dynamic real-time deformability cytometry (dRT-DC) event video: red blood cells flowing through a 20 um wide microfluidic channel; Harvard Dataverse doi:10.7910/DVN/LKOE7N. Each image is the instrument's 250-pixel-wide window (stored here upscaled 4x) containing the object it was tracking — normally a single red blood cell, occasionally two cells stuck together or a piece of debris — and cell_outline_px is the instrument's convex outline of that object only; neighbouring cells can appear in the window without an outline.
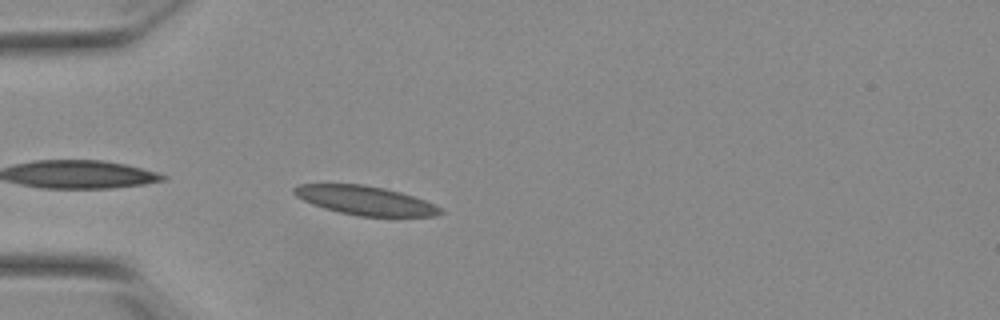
{"species": "Egyptian fruit bat (a non-hibernating species)", "species_latin": "Rousettus aegyptiacus", "temperature_condition": "warm", "stored_images_in_passage": 8, "camera_frame_rate_fps": 3000, "um_per_image_px": 0.085, "animal": {"sex": "female"}, "frame": {"image": 1, "passage_image": 2, "time_ms": 0.333, "image_size_px": [1000, 320], "cell_outline_px": [[444, 212], [436, 216], [360, 216], [340, 212], [324, 208], [312, 204], [296, 196], [292, 192], [292, 188], [300, 184], [364, 184], [384, 188], [400, 192], [424, 200], [440, 208]], "centroid_in_image_um": [31.01, 17.03], "position_along_channel_um": 54.0, "area_um2": 24.45}}
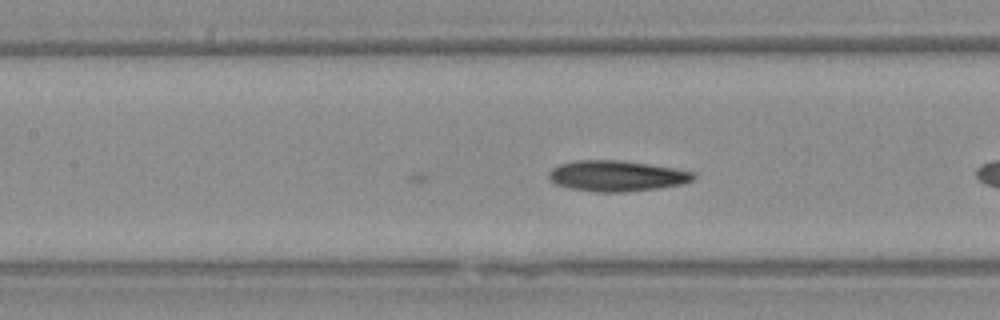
{"frame": {"image": 2, "passage_image": 8, "time_ms": 2.333, "image_size_px": [1000, 320], "cell_outline_px": [[696, 176], [692, 180], [684, 184], [656, 188], [624, 192], [600, 192], [568, 188], [556, 184], [548, 176], [548, 172], [552, 168], [560, 164], [576, 160], [620, 160], [648, 164], [696, 172]], "centroid_in_image_um": [52.42, 14.95], "position_along_channel_um": 155.0, "area_um2": 25.84}}